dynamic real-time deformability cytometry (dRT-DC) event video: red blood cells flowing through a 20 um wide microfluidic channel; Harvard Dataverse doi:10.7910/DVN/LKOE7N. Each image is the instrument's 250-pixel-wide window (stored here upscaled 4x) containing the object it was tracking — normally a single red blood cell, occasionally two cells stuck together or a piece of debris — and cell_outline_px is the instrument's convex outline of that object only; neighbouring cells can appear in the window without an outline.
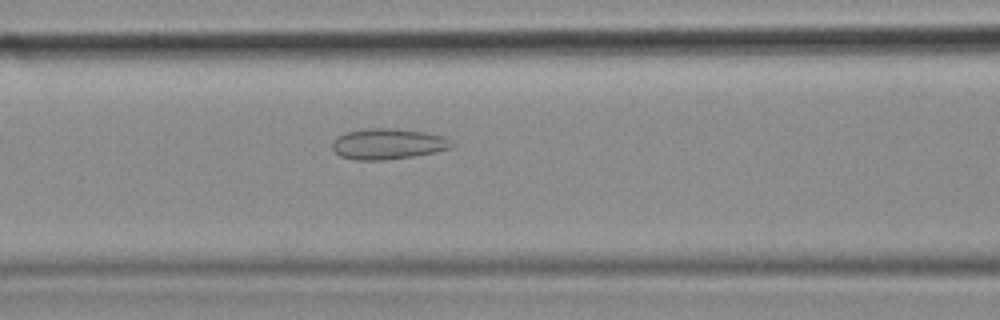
{"species": "common noctule bat (a hibernating species)", "species_latin": "Nyctalus noctula", "temperature_condition": "cold", "stored_images_in_passage": 48, "camera_frame_rate_fps": 3000, "um_per_image_px": 0.085, "animal": {"sex": "female", "body_mass_g": 18.4}, "frame": {"image": 1, "passage_image": 19, "time_ms": 6.0, "image_size_px": [1000, 320], "cell_outline_px": [[456, 144], [452, 148], [436, 152], [416, 156], [384, 160], [356, 160], [340, 156], [332, 148], [332, 140], [336, 136], [348, 132], [372, 128], [396, 128], [424, 132], [444, 136]], "centroid_in_image_um": [33.01, 12.24], "position_along_channel_um": 133.6, "area_um2": 21.62}}
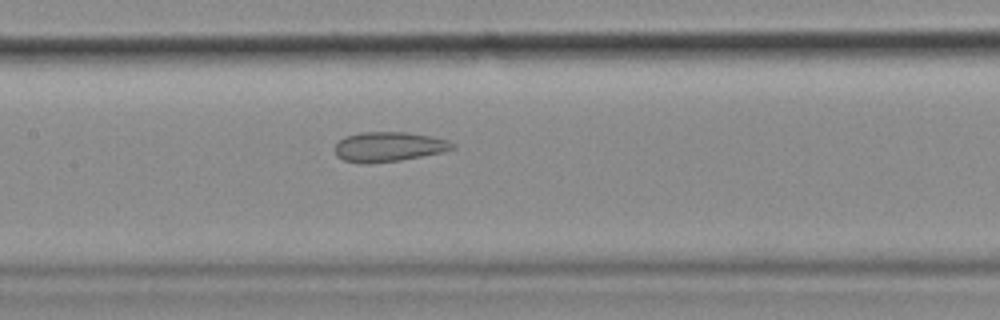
{"frame": {"image": 2, "passage_image": 22, "time_ms": 7.0, "image_size_px": [1000, 320], "cell_outline_px": [[452, 148], [440, 152], [400, 160], [344, 160], [336, 156], [336, 144], [344, 136], [360, 132], [408, 132], [448, 140], [452, 144]], "centroid_in_image_um": [33.03, 12.41], "position_along_channel_um": 174.4, "area_um2": 19.19}}
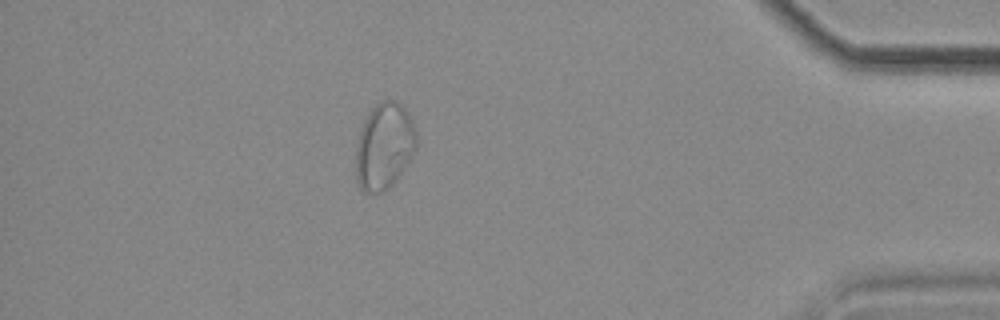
{"frame": {"image": 3, "passage_image": 42, "time_ms": 13.667, "image_size_px": [1000, 320], "cell_outline_px": [[416, 148], [392, 184], [384, 192], [364, 192], [360, 188], [356, 180], [356, 144], [364, 120], [372, 108], [376, 104], [384, 100], [396, 100], [408, 112], [416, 136]], "centroid_in_image_um": [32.62, 12.42], "position_along_channel_um": 402.6, "area_um2": 30.0}}